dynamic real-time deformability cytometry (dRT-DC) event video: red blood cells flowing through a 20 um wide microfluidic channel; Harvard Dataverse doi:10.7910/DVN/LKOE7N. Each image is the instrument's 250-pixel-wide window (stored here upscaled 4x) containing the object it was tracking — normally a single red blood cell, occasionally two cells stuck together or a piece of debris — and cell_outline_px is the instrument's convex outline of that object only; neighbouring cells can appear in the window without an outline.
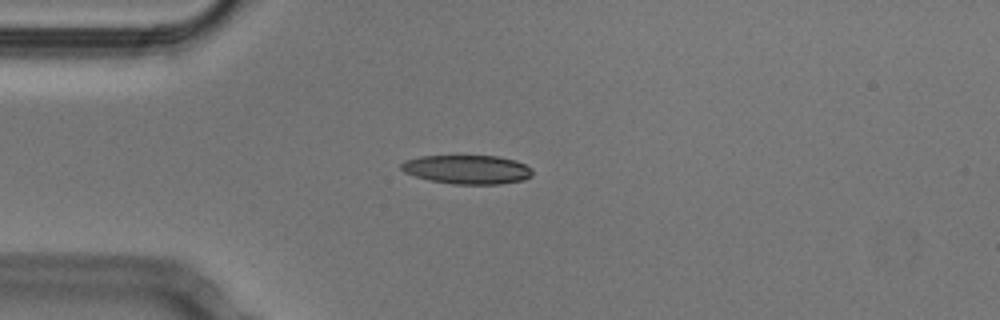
{"species": "Egyptian fruit bat (a non-hibernating species)", "species_latin": "Rousettus aegyptiacus", "temperature_condition": "cold", "stored_images_in_passage": 51, "camera_frame_rate_fps": 3000, "um_per_image_px": 0.085, "animal": {"sex": "male"}, "frame": {"image": 1, "passage_image": 12, "time_ms": 3.667, "image_size_px": [1000, 320], "cell_outline_px": [[532, 176], [524, 180], [500, 184], [452, 184], [432, 180], [416, 176], [404, 172], [400, 168], [400, 164], [404, 160], [420, 156], [500, 156], [516, 160], [532, 168]], "centroid_in_image_um": [39.73, 14.4], "position_along_channel_um": 45.3, "area_um2": 22.2}}
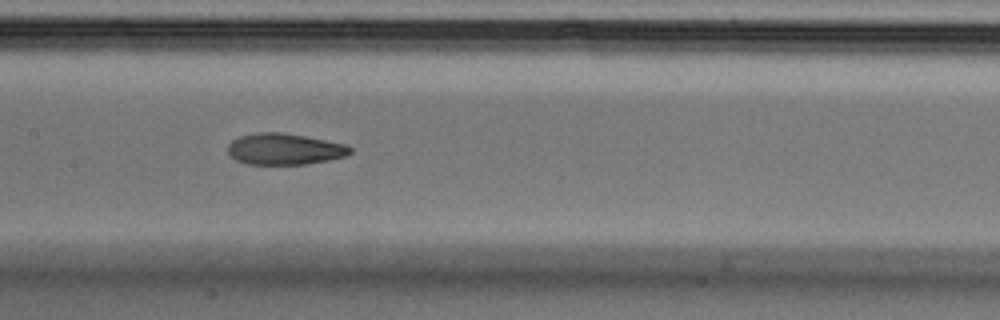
{"frame": {"image": 2, "passage_image": 24, "time_ms": 7.667, "image_size_px": [1000, 320], "cell_outline_px": [[352, 152], [344, 156], [328, 160], [308, 164], [248, 164], [236, 160], [228, 152], [228, 144], [232, 140], [240, 136], [256, 132], [280, 132], [304, 136], [348, 144], [352, 148]], "centroid_in_image_um": [24.19, 12.66], "position_along_channel_um": 183.2, "area_um2": 22.31}}
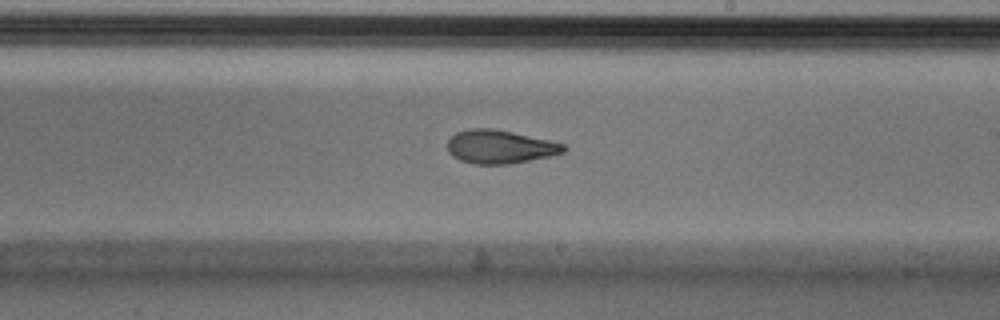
{"frame": {"image": 3, "passage_image": 29, "time_ms": 9.333, "image_size_px": [1000, 320], "cell_outline_px": [[568, 148], [564, 152], [548, 156], [508, 164], [472, 164], [460, 160], [452, 156], [448, 152], [448, 140], [456, 132], [468, 128], [492, 128], [512, 132], [548, 140], [564, 144]], "centroid_in_image_um": [42.45, 12.47], "position_along_channel_um": 246.5, "area_um2": 22.54}, "authors_computed_cell_mechanics": {"area_um2": 22.542, "velocity_mm_per_s": 3.8125, "shape_relaxation_time_tau1_ms": 6.263, "shape_relaxation_time_tau2_ms": 2.8434, "deformation_change_tau1": 0.1786, "deformation_change_tau2": 0.1103}}